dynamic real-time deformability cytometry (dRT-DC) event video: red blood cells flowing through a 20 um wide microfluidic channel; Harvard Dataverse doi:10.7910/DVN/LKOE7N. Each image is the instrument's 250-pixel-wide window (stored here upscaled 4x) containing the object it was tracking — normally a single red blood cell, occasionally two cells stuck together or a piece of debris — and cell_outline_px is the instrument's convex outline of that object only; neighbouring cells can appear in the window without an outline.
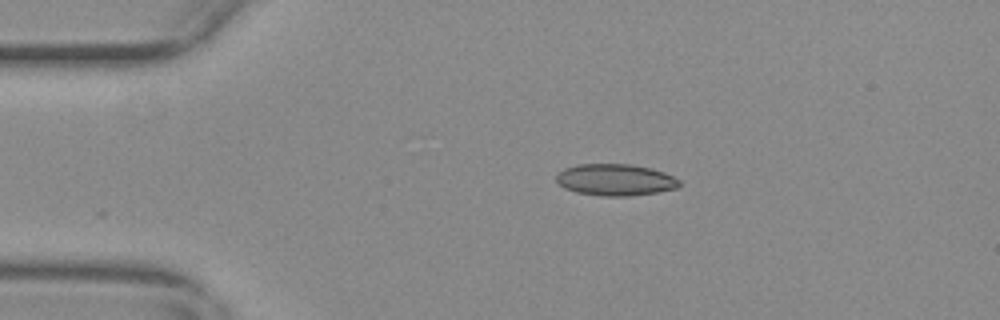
{"species": "common noctule bat (a hibernating species)", "species_latin": "Nyctalus noctula", "temperature_condition": "warm", "stored_images_in_passage": 45, "camera_frame_rate_fps": 3000, "um_per_image_px": 0.085, "animal": {"sex": "female", "body_mass_g": 29.2, "forearm_length_mm": 56.3}, "frame": {"image": 1, "passage_image": 1, "time_ms": 0.0, "image_size_px": [1000, 320], "cell_outline_px": [[680, 188], [656, 192], [628, 196], [600, 196], [576, 192], [564, 188], [556, 180], [556, 176], [564, 168], [576, 164], [628, 164], [652, 168], [664, 172], [680, 180]], "centroid_in_image_um": [52.31, 15.28], "position_along_channel_um": 32.7, "area_um2": 22.77}}
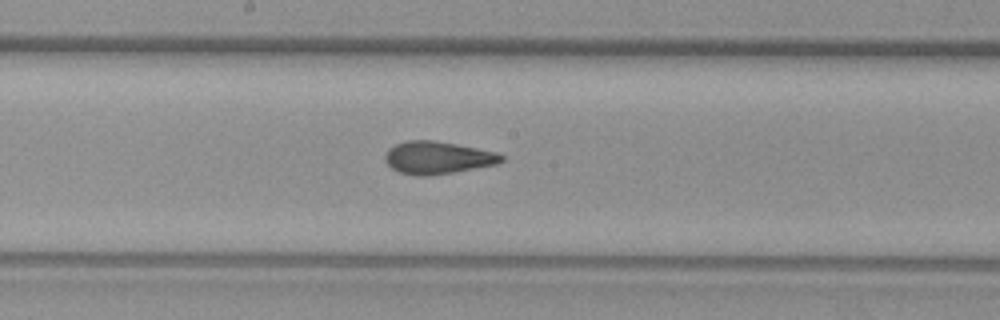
{"frame": {"image": 2, "passage_image": 19, "time_ms": 6.0, "image_size_px": [1000, 320], "cell_outline_px": [[504, 160], [496, 164], [456, 172], [428, 176], [416, 176], [400, 172], [392, 168], [384, 160], [384, 156], [388, 148], [396, 144], [408, 140], [432, 140], [456, 144], [496, 152], [504, 156]], "centroid_in_image_um": [37.18, 13.41], "position_along_channel_um": 211.0, "area_um2": 22.08}}
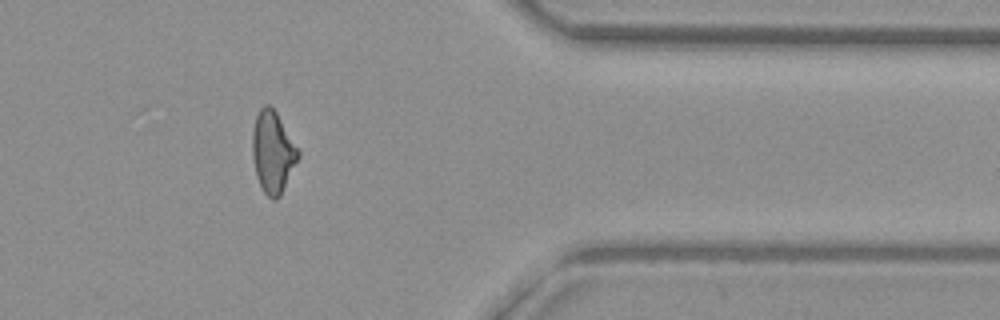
{"frame": {"image": 3, "passage_image": 35, "time_ms": 11.333, "image_size_px": [1000, 320], "cell_outline_px": [[300, 156], [280, 196], [276, 200], [272, 200], [264, 192], [256, 176], [252, 156], [252, 132], [256, 116], [260, 108], [264, 104], [268, 104], [276, 112], [300, 152]], "centroid_in_image_um": [23.18, 12.93], "position_along_channel_um": 388.2, "area_um2": 21.68}, "authors_computed_cell_mechanics": {"area_um2": 21.9062, "velocity_mm_per_s": 3.7149, "shape_relaxation_time_tau1_ms": null, "shape_relaxation_time_tau2_ms": 1.5418, "deformation_change_tau1": null, "deformation_change_tau2": 0.0888}}